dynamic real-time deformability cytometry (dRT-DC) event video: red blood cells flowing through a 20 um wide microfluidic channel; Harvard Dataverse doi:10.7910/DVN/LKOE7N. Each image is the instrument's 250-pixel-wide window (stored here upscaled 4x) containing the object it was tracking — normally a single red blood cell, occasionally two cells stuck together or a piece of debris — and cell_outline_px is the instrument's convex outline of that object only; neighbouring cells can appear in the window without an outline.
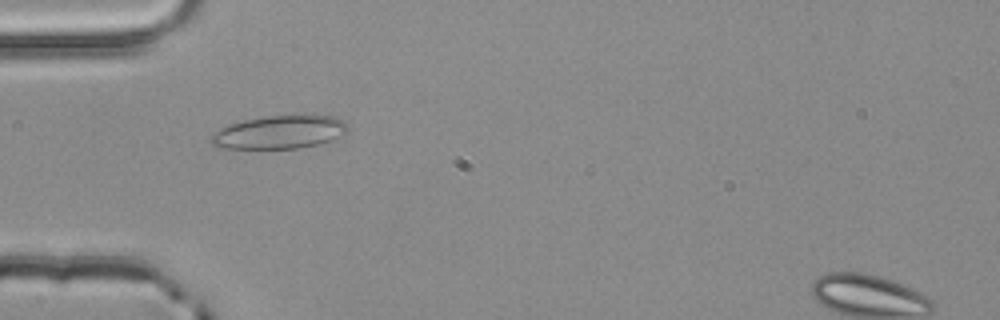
{"species": "common noctule bat (a hibernating species)", "species_latin": "Nyctalus noctula", "temperature_condition": "room temperature", "stored_images_in_passage": 3, "camera_frame_rate_fps": 3000, "um_per_image_px": 0.085, "animal": {"sex": "male", "body_mass_g": 20.4}, "frame": {"image": 1, "passage_image": 3, "time_ms": 0.667, "image_size_px": [1000, 320], "cell_outline_px": [[348, 132], [340, 136], [320, 144], [300, 148], [216, 148], [212, 144], [212, 136], [220, 128], [228, 124], [244, 120], [268, 116], [304, 112], [336, 116], [348, 128]], "centroid_in_image_um": [23.81, 11.19], "position_along_channel_um": 61.2, "area_um2": 27.05}}